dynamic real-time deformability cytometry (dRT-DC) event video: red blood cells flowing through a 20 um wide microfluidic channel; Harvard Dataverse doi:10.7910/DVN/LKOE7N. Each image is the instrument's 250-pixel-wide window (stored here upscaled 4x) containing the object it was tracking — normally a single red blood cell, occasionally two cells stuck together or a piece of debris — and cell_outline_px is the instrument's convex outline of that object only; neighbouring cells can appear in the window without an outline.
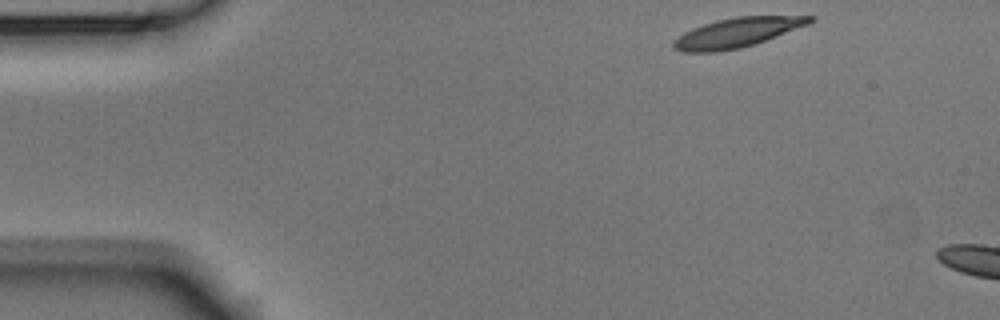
{"species": "Egyptian fruit bat (a non-hibernating species)", "species_latin": "Rousettus aegyptiacus", "temperature_condition": "room temperature", "stored_images_in_passage": 2, "camera_frame_rate_fps": 3000, "um_per_image_px": 0.085, "animal": {"sex": "male"}, "frame": {"image": 1, "passage_image": 1, "time_ms": 0.0, "image_size_px": [1000, 320], "cell_outline_px": [[816, 20], [808, 24], [764, 40], [740, 48], [716, 52], [684, 52], [672, 48], [672, 40], [684, 32], [692, 28], [716, 20], [736, 16], [816, 16]], "centroid_in_image_um": [62.59, 2.77], "position_along_channel_um": 22.4, "area_um2": 23.24}}